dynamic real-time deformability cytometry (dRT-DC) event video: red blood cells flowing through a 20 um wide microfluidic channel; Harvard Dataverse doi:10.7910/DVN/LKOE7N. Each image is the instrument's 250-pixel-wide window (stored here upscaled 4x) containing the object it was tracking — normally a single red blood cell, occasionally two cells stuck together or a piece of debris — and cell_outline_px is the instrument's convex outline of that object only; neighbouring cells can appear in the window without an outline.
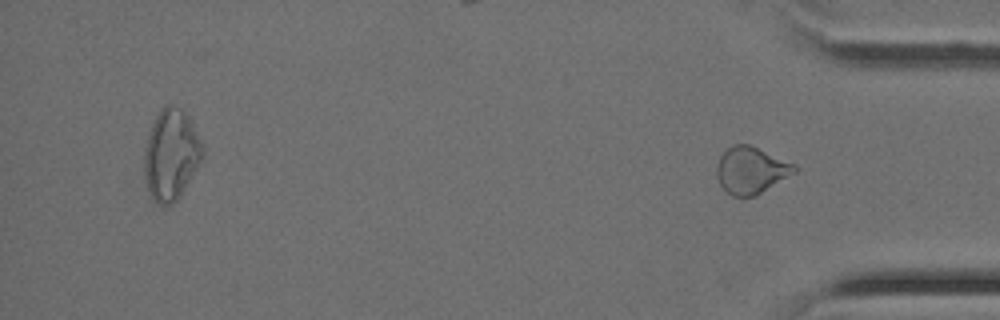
{"species": "Egyptian fruit bat (a non-hibernating species)", "species_latin": "Rousettus aegyptiacus", "temperature_condition": "cold", "stored_images_in_passage": 28, "segment_of_instrument_passage": [2, 2], "camera_frame_rate_fps": 3000, "um_per_image_px": 0.085, "animal": {"sex": "female"}, "frame": {"image": 1, "passage_image": 28, "time_ms": 9.0, "image_size_px": [1000, 320], "cell_outline_px": [[796, 172], [756, 196], [732, 196], [720, 184], [716, 176], [716, 168], [720, 156], [732, 144], [748, 144], [796, 164]], "centroid_in_image_um": [63.84, 14.47], "position_along_channel_um": 371.4, "area_um2": 21.1}}